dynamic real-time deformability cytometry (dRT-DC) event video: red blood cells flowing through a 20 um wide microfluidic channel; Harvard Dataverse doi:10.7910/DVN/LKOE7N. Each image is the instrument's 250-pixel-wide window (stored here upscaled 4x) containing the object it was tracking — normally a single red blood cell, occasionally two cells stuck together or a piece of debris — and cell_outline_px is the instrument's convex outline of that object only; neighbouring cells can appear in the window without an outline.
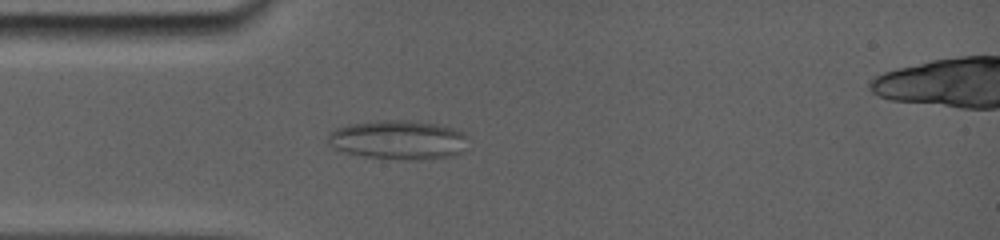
{"species": "common noctule bat (a hibernating species)", "species_latin": "Nyctalus noctula", "temperature_condition": "room temperature", "stored_images_in_passage": 40, "camera_frame_rate_fps": 5000, "um_per_image_px": 0.085, "animal": {"sex": "female", "body_mass_g": 19.0, "forearm_length_mm": 56.7}, "frame": {"image": 1, "passage_image": 9, "time_ms": 4.0, "image_size_px": [1000, 240], "cell_outline_px": [[456, 152], [444, 156], [420, 160], [408, 160], [364, 156], [348, 152], [340, 148], [332, 136], [340, 128], [356, 124], [392, 120], [400, 120], [432, 124], [456, 132]], "centroid_in_image_um": [33.74, 11.91], "position_along_channel_um": 51.3, "area_um2": 28.26}}
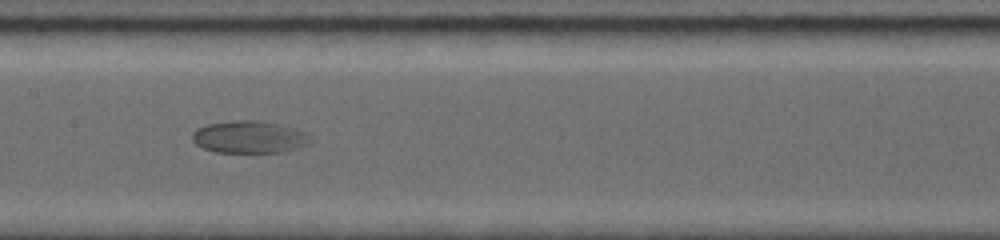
{"frame": {"image": 2, "passage_image": 17, "time_ms": 7.8, "image_size_px": [1000, 240], "cell_outline_px": [[304, 144], [280, 152], [216, 152], [204, 148], [196, 144], [192, 140], [192, 136], [200, 128], [208, 124], [240, 120], [248, 120], [276, 124], [300, 132]], "centroid_in_image_um": [20.99, 11.66], "position_along_channel_um": 186.4, "area_um2": 20.58}}
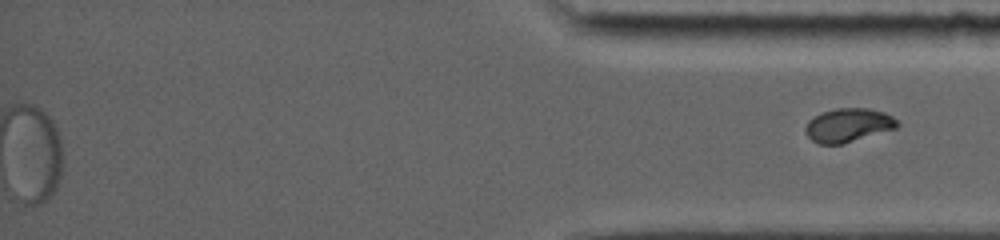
{"frame": {"image": 3, "passage_image": 40, "time_ms": 16.6, "image_size_px": [1000, 240], "cell_outline_px": [[900, 124], [896, 128], [844, 144], [820, 144], [812, 140], [808, 136], [804, 128], [808, 120], [820, 112], [836, 108], [868, 108], [884, 112], [892, 116]], "centroid_in_image_um": [72.09, 10.63], "position_along_channel_um": 363.1, "area_um2": 18.15}}